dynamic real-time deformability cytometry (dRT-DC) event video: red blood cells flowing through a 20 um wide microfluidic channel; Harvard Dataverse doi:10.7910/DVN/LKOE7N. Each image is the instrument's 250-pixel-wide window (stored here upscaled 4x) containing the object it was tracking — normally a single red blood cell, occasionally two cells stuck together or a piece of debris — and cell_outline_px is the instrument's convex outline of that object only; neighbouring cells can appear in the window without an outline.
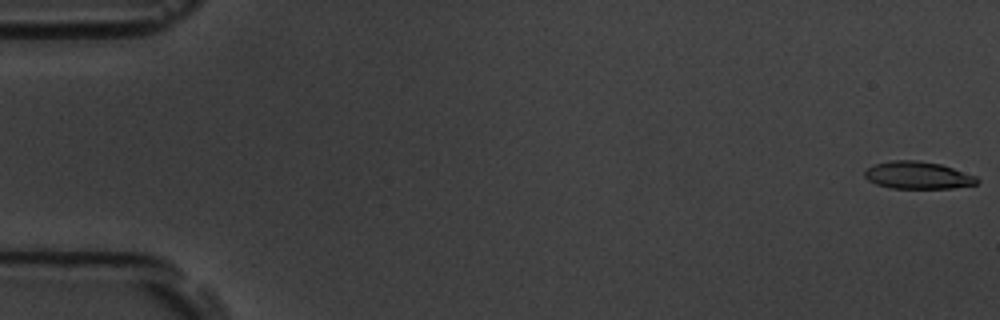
{"species": "common noctule bat (a hibernating species)", "species_latin": "Nyctalus noctula", "temperature_condition": "room temperature", "stored_images_in_passage": 5, "camera_frame_rate_fps": 3000, "um_per_image_px": 0.085, "animal": {"sex": "male", "body_mass_g": 19.5, "forearm_length_mm": 54.6}, "frame": {"image": 1, "passage_image": 1, "time_ms": 0.0, "image_size_px": [1000, 320], "cell_outline_px": [[980, 180], [976, 184], [952, 188], [892, 188], [876, 184], [868, 180], [864, 176], [864, 172], [872, 164], [892, 160], [920, 160], [940, 164], [976, 176]], "centroid_in_image_um": [77.99, 14.89], "position_along_channel_um": 7.0, "area_um2": 17.92}}